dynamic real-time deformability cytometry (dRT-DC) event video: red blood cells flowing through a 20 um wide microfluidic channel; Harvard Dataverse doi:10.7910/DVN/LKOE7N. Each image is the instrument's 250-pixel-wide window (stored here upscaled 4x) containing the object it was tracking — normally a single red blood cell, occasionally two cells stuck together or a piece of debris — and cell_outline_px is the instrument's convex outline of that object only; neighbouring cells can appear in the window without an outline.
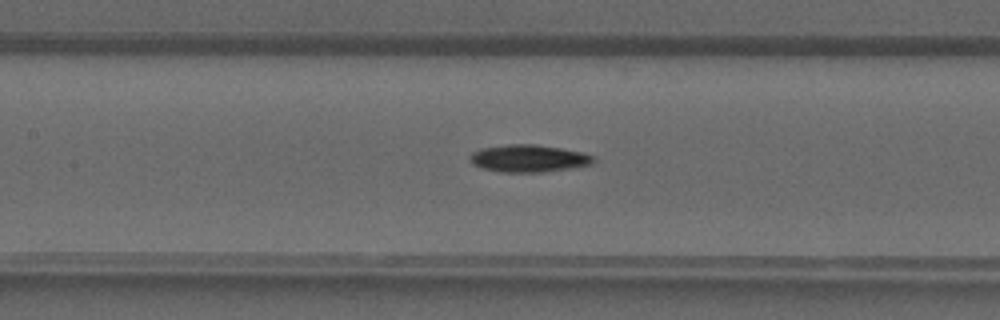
{"species": "common noctule bat (a hibernating species)", "species_latin": "Nyctalus noctula", "temperature_condition": "warm", "stored_images_in_passage": 40, "camera_frame_rate_fps": 3000, "um_per_image_px": 0.085, "animal": {"sex": "male", "forearm_length_mm": 52.5}, "frame": {"image": 1, "passage_image": 18, "time_ms": 5.667, "image_size_px": [1000, 320], "cell_outline_px": [[596, 160], [592, 164], [544, 172], [500, 172], [480, 168], [472, 164], [468, 160], [468, 156], [472, 152], [480, 148], [508, 144], [536, 144], [584, 152], [596, 156]], "centroid_in_image_um": [44.9, 13.46], "position_along_channel_um": 162.5, "area_um2": 20.0}}
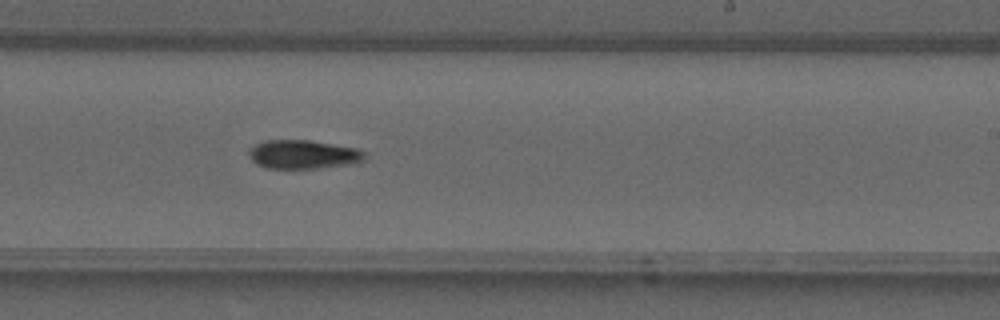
{"frame": {"image": 2, "passage_image": 24, "time_ms": 7.667, "image_size_px": [1000, 320], "cell_outline_px": [[364, 160], [344, 164], [316, 168], [268, 168], [256, 164], [248, 156], [248, 152], [256, 144], [264, 140], [308, 140], [356, 148], [364, 152]], "centroid_in_image_um": [25.7, 13.11], "position_along_channel_um": 263.3, "area_um2": 19.02}}
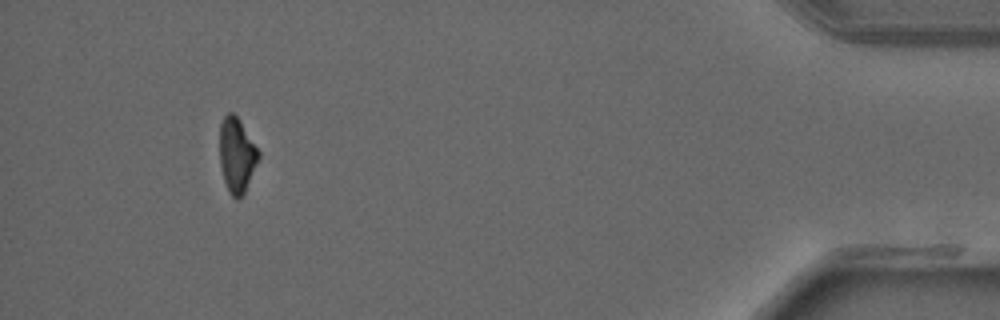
{"frame": {"image": 3, "passage_image": 37, "time_ms": 12.0, "image_size_px": [1000, 320], "cell_outline_px": [[260, 156], [244, 196], [236, 200], [228, 192], [224, 180], [220, 164], [220, 124], [224, 116], [228, 112], [232, 112], [240, 120], [260, 152]], "centroid_in_image_um": [20.13, 13.22], "position_along_channel_um": 415.1, "area_um2": 17.11}}